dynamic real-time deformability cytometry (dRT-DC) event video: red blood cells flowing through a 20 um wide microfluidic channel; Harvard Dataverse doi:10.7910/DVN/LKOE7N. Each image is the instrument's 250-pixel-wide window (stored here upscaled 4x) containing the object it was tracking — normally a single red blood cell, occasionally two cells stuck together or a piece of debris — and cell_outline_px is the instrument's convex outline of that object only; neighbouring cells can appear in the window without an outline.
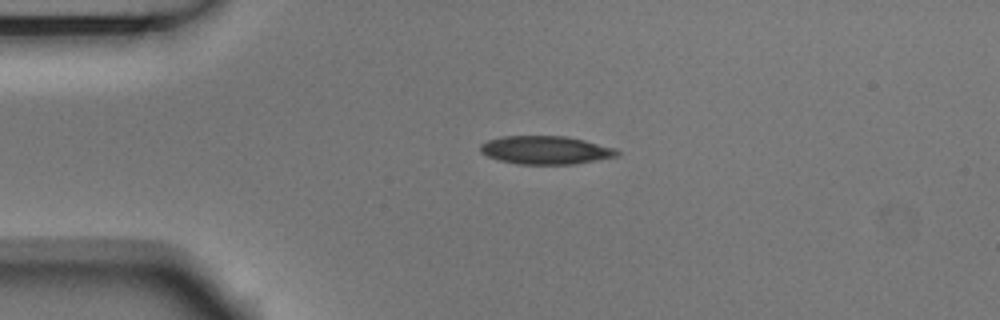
{"species": "Egyptian fruit bat (a non-hibernating species)", "species_latin": "Rousettus aegyptiacus", "temperature_condition": "room temperature", "stored_images_in_passage": 2, "camera_frame_rate_fps": 3000, "um_per_image_px": 0.085, "animal": {"sex": "male"}, "frame": {"image": 1, "passage_image": 1, "time_ms": 0.0, "image_size_px": [1000, 320], "cell_outline_px": [[620, 152], [616, 156], [596, 160], [572, 164], [516, 164], [500, 160], [488, 156], [480, 152], [480, 144], [488, 140], [504, 136], [568, 136], [616, 148]], "centroid_in_image_um": [46.37, 12.75], "position_along_channel_um": 38.6, "area_um2": 22.43}}